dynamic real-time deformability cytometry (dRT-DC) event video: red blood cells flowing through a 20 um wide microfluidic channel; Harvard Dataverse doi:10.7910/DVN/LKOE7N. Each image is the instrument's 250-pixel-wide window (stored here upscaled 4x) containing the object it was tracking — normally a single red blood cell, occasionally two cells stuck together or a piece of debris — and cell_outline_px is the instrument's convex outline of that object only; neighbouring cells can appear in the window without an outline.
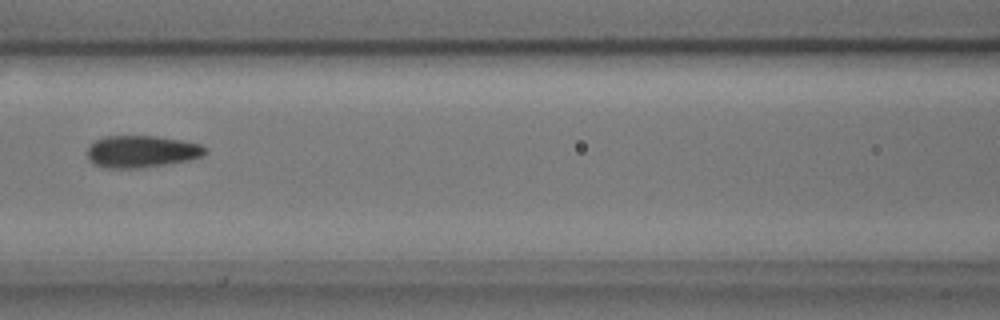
{"species": "common noctule bat (a hibernating species)", "species_latin": "Nyctalus noctula", "temperature_condition": "cold", "stored_images_in_passage": 4, "camera_frame_rate_fps": 3000, "um_per_image_px": 0.085, "animal": {"sex": "male", "body_mass_g": 17.9, "forearm_length_mm": 54.2}, "frame": {"image": 1, "passage_image": 4, "time_ms": 1.0, "image_size_px": [1000, 320], "cell_outline_px": [[208, 152], [204, 156], [188, 160], [144, 168], [104, 168], [92, 164], [88, 160], [88, 148], [96, 140], [104, 136], [156, 136], [180, 140], [200, 144], [208, 148]], "centroid_in_image_um": [12.05, 12.89], "position_along_channel_um": 154.6, "area_um2": 22.2}}